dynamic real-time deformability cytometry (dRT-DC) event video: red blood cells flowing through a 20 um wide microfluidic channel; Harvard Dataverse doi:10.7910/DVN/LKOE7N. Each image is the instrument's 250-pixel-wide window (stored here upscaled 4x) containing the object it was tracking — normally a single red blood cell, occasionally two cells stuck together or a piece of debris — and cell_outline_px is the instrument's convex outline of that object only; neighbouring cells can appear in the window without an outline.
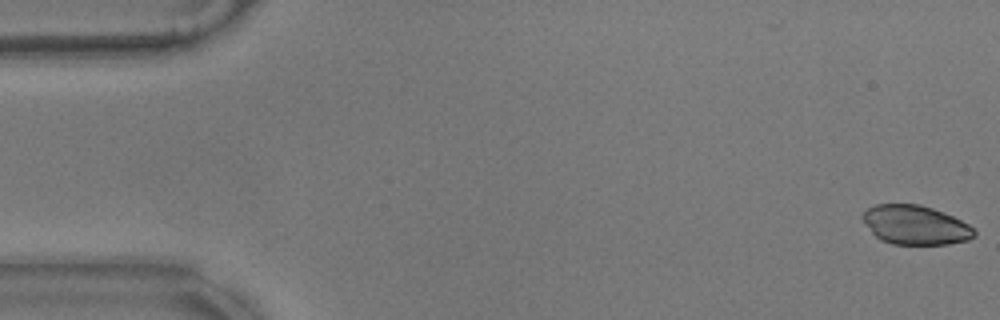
{"species": "common noctule bat (a hibernating species)", "species_latin": "Nyctalus noctula", "temperature_condition": "warm", "stored_images_in_passage": 58, "camera_frame_rate_fps": 3000, "um_per_image_px": 0.085, "animal": {"sex": "male", "body_mass_g": 17.9}, "frame": {"image": 1, "passage_image": 1, "time_ms": 0.0, "image_size_px": [1000, 320], "cell_outline_px": [[976, 236], [968, 240], [948, 244], [892, 244], [880, 240], [864, 224], [860, 216], [868, 208], [876, 204], [920, 204], [944, 212], [968, 224], [976, 232]], "centroid_in_image_um": [77.78, 19.12], "position_along_channel_um": 7.2, "area_um2": 25.55}}
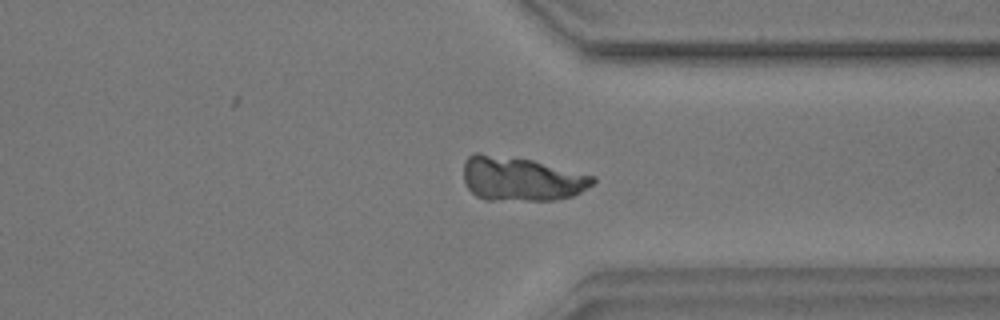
{"frame": {"image": 2, "passage_image": 43, "time_ms": 14.0, "image_size_px": [1000, 320], "cell_outline_px": [[596, 180], [592, 184], [580, 192], [572, 196], [556, 200], [484, 200], [476, 196], [464, 184], [464, 160], [472, 152], [480, 152], [532, 160], [596, 176]], "centroid_in_image_um": [44.26, 15.2], "position_along_channel_um": 367.1, "area_um2": 33.52}}
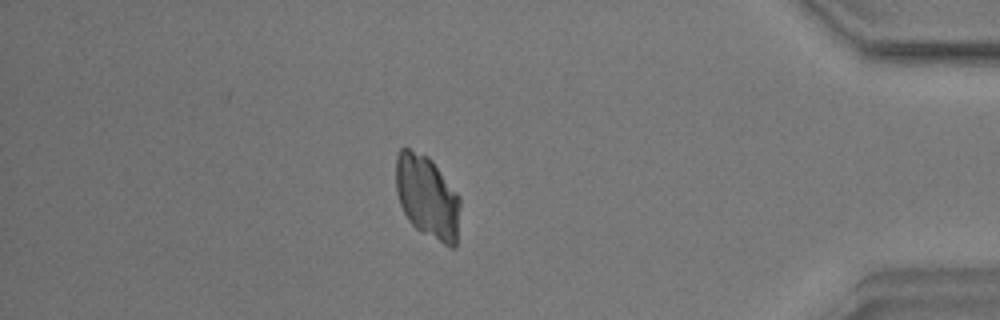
{"frame": {"image": 3, "passage_image": 49, "time_ms": 16.0, "image_size_px": [1000, 320], "cell_outline_px": [[460, 204], [456, 248], [448, 248], [420, 232], [408, 220], [400, 204], [396, 192], [396, 156], [400, 148], [408, 148], [428, 156], [432, 160], [460, 196]], "centroid_in_image_um": [36.33, 16.77], "position_along_channel_um": 398.9, "area_um2": 31.5}}